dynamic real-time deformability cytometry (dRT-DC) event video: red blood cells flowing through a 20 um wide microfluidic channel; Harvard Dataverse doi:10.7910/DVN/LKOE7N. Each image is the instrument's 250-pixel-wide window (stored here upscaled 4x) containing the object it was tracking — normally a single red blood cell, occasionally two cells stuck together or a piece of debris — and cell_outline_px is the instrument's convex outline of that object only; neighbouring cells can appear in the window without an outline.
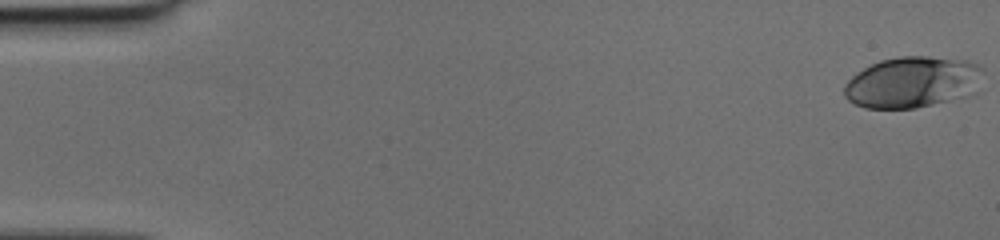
{"species": "human", "species_latin": "Homo sapiens", "temperature_condition": "cold", "stored_images_in_passage": 48, "camera_frame_rate_fps": 3000, "um_per_image_px": 0.085, "donor": {"sex": "female"}, "frame": {"image": 1, "passage_image": 1, "time_ms": 0.0, "image_size_px": [1000, 240], "cell_outline_px": [[980, 68], [968, 96], [916, 108], [864, 108], [848, 100], [844, 96], [844, 84], [856, 72], [880, 60], [900, 56], [928, 56], [968, 60], [976, 64]], "centroid_in_image_um": [77.43, 6.98], "position_along_channel_um": 7.6, "area_um2": 40.69}}
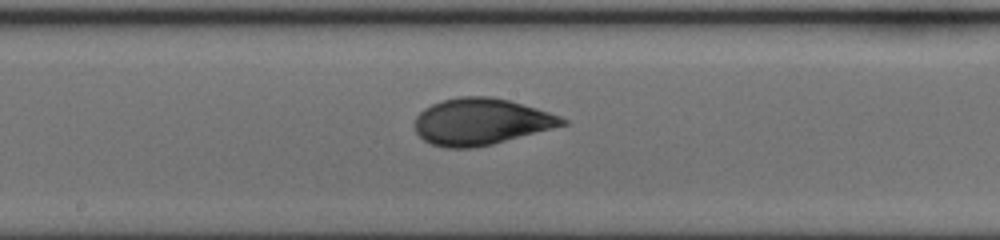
{"frame": {"image": 2, "passage_image": 27, "time_ms": 8.667, "image_size_px": [1000, 240], "cell_outline_px": [[568, 124], [492, 144], [476, 148], [444, 148], [432, 144], [424, 140], [416, 132], [416, 116], [424, 108], [432, 104], [444, 100], [460, 96], [492, 96], [508, 100], [536, 108], [560, 116], [568, 120]], "centroid_in_image_um": [40.88, 10.34], "position_along_channel_um": 207.3, "area_um2": 39.82}}
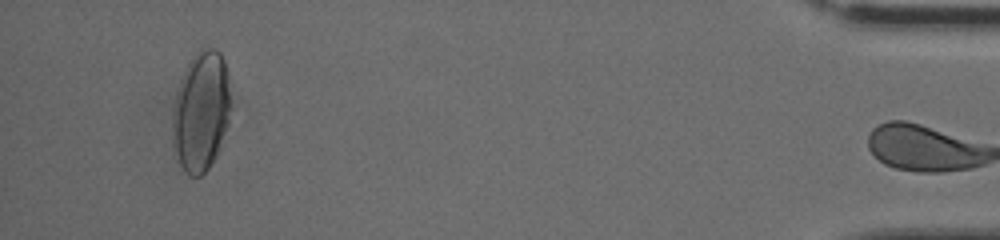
{"frame": {"image": 3, "passage_image": 47, "time_ms": 15.333, "image_size_px": [1000, 240], "cell_outline_px": [[228, 124], [220, 148], [216, 156], [208, 168], [200, 176], [188, 176], [184, 172], [176, 160], [172, 144], [172, 112], [176, 92], [180, 80], [192, 56], [200, 48], [216, 48], [220, 52], [224, 60], [228, 76]], "centroid_in_image_um": [17.05, 9.5], "position_along_channel_um": 418.2, "area_um2": 40.92}}